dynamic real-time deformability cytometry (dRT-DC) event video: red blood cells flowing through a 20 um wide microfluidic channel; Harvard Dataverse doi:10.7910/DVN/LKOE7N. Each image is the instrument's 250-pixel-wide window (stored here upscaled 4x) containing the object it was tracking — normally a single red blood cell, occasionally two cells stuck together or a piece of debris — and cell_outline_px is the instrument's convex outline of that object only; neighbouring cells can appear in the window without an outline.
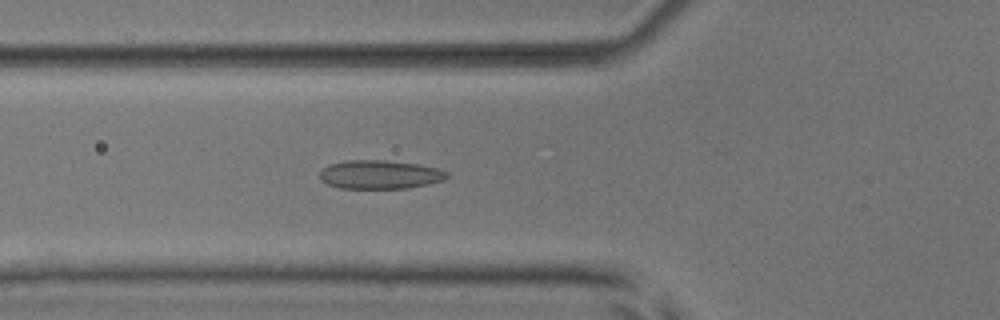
{"species": "common noctule bat (a hibernating species)", "species_latin": "Nyctalus noctula", "temperature_condition": "room temperature", "stored_images_in_passage": 30, "camera_frame_rate_fps": 3000, "um_per_image_px": 0.085, "animal": {"sex": "male", "body_mass_g": 17.9, "forearm_length_mm": 54.2}, "frame": {"image": 1, "passage_image": 8, "time_ms": 2.333, "image_size_px": [1000, 320], "cell_outline_px": [[448, 176], [444, 180], [428, 184], [408, 188], [340, 188], [328, 184], [320, 180], [320, 172], [328, 164], [348, 160], [384, 160], [416, 164], [436, 168], [448, 172]], "centroid_in_image_um": [32.27, 14.84], "position_along_channel_um": 93.5, "area_um2": 21.15}}
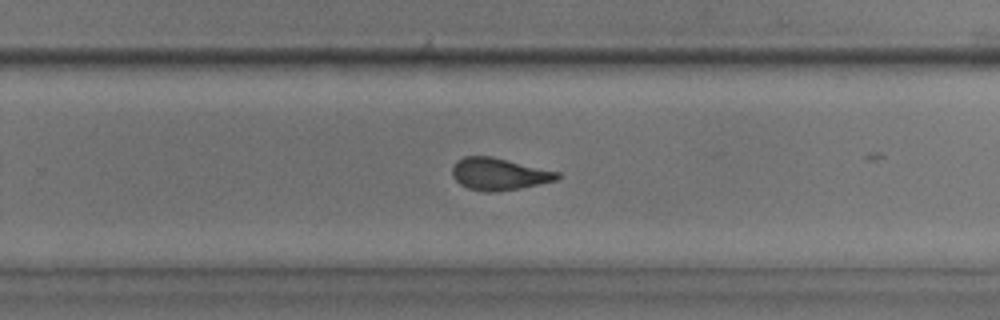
{"frame": {"image": 2, "passage_image": 23, "time_ms": 7.333, "image_size_px": [1000, 320], "cell_outline_px": [[560, 176], [556, 180], [520, 188], [492, 192], [484, 192], [468, 188], [460, 184], [452, 176], [452, 168], [456, 160], [464, 156], [492, 156], [560, 172]], "centroid_in_image_um": [42.39, 14.78], "position_along_channel_um": 287.4, "area_um2": 19.65}}
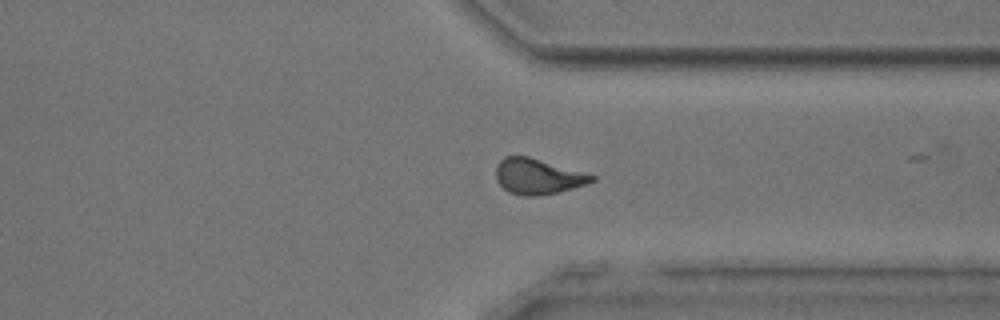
{"frame": {"image": 3, "passage_image": 29, "time_ms": 9.333, "image_size_px": [1000, 320], "cell_outline_px": [[596, 180], [572, 188], [556, 192], [536, 196], [520, 196], [508, 192], [496, 180], [496, 168], [500, 160], [504, 156], [528, 156], [596, 176]], "centroid_in_image_um": [45.67, 15.0], "position_along_channel_um": 365.7, "area_um2": 19.59}}